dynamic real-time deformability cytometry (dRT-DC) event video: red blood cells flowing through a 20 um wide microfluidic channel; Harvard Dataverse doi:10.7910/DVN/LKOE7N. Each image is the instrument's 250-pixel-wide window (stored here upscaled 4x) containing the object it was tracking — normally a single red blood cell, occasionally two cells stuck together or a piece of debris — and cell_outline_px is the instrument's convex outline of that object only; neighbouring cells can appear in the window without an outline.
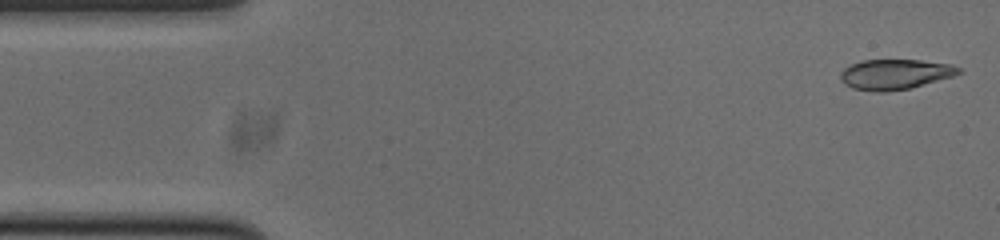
{"species": "common noctule bat (a hibernating species)", "species_latin": "Nyctalus noctula", "temperature_condition": "cold", "stored_images_in_passage": 52, "camera_frame_rate_fps": 3000, "um_per_image_px": 0.085, "animal": {"sex": "male", "body_mass_g": 20.0, "forearm_length_mm": 53.3}, "frame": {"image": 1, "passage_image": 1, "time_ms": 0.0, "image_size_px": [1000, 240], "cell_outline_px": [[964, 72], [952, 76], [912, 88], [884, 92], [876, 92], [852, 88], [840, 80], [840, 72], [844, 68], [852, 64], [864, 60], [920, 60], [948, 64], [960, 68]], "centroid_in_image_um": [76.07, 6.32], "position_along_channel_um": 8.9, "area_um2": 20.75}}
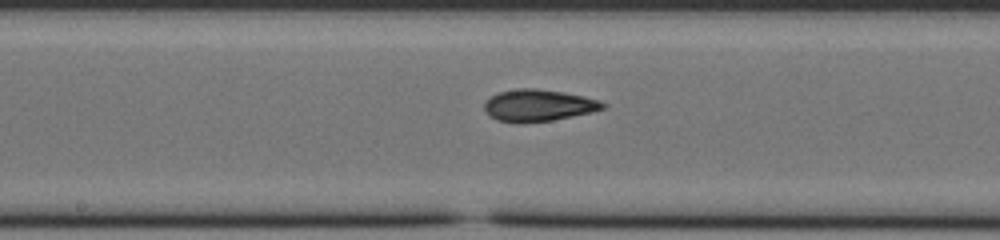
{"frame": {"image": 2, "passage_image": 25, "time_ms": 8.0, "image_size_px": [1000, 240], "cell_outline_px": [[608, 104], [604, 108], [572, 116], [552, 120], [520, 124], [516, 124], [496, 120], [488, 116], [484, 108], [484, 100], [500, 92], [520, 88], [536, 88], [564, 92], [584, 96], [600, 100]], "centroid_in_image_um": [45.72, 8.97], "position_along_channel_um": 202.5, "area_um2": 22.2}}
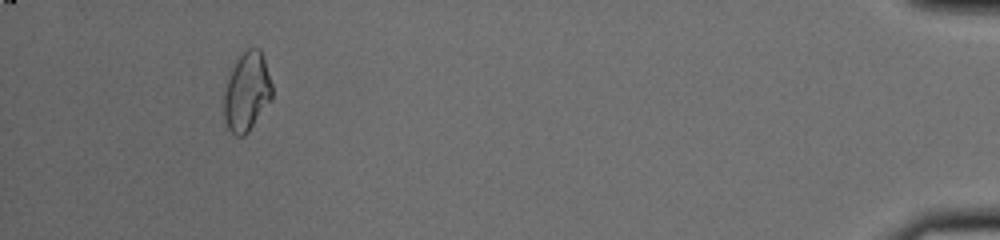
{"frame": {"image": 3, "passage_image": 48, "time_ms": 15.667, "image_size_px": [1000, 240], "cell_outline_px": [[272, 100], [248, 132], [244, 136], [236, 136], [228, 128], [224, 120], [224, 92], [232, 68], [236, 60], [248, 48], [260, 48], [272, 84]], "centroid_in_image_um": [20.99, 7.83], "position_along_channel_um": 414.2, "area_um2": 22.02}, "authors_computed_cell_mechanics": {"area_um2": 21.5883, "velocity_mm_per_s": 3.791, "shape_relaxation_time_tau1_ms": 8.3187, "shape_relaxation_time_tau2_ms": 4.4161, "deformation_change_tau1": 0.1863, "deformation_change_tau2": 0.0746}}